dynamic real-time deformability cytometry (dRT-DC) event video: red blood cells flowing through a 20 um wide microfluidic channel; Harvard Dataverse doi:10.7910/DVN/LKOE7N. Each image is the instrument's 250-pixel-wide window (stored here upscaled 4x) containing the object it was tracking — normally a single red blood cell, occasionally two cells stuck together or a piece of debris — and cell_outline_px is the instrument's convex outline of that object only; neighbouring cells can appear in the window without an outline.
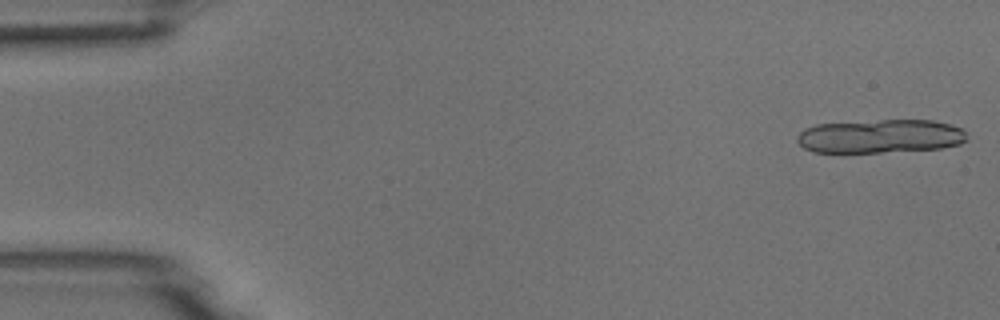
{"species": "common noctule bat (a hibernating species)", "species_latin": "Nyctalus noctula", "temperature_condition": "room temperature", "stored_images_in_passage": 13, "camera_frame_rate_fps": 3000, "um_per_image_px": 0.085, "animal": {"sex": "male", "body_mass_g": 18.8}, "frame": {"image": 1, "passage_image": 1, "time_ms": 0.0, "image_size_px": [1000, 320], "cell_outline_px": [[968, 140], [960, 144], [940, 148], [880, 152], [812, 152], [804, 148], [796, 140], [796, 136], [804, 128], [816, 124], [880, 120], [932, 120], [964, 128]], "centroid_in_image_um": [74.82, 11.57], "position_along_channel_um": 10.2, "area_um2": 33.41}}